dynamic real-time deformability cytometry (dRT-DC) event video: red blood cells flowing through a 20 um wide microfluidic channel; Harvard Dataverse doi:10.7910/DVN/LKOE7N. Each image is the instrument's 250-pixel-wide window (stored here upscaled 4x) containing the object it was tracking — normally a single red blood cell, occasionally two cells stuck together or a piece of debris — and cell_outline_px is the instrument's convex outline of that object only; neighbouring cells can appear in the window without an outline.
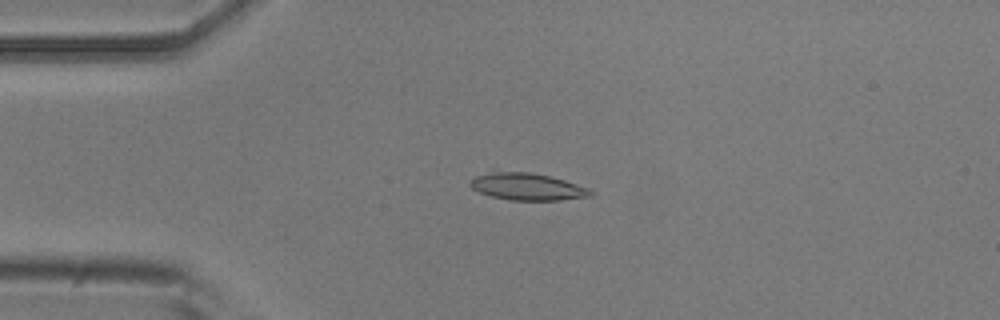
{"species": "common noctule bat (a hibernating species)", "species_latin": "Nyctalus noctula", "temperature_condition": "room temperature", "stored_images_in_passage": 50, "camera_frame_rate_fps": 3000, "um_per_image_px": 0.085, "animal": {"sex": "male", "body_mass_g": 20.5, "forearm_length_mm": 52.5}, "frame": {"image": 1, "passage_image": 11, "time_ms": 3.333, "image_size_px": [1000, 320], "cell_outline_px": [[592, 196], [560, 200], [508, 200], [492, 196], [480, 192], [472, 188], [468, 184], [476, 176], [492, 168], [528, 172], [552, 176], [588, 188], [592, 192]], "centroid_in_image_um": [44.74, 15.82], "position_along_channel_um": 40.3, "area_um2": 19.48}}
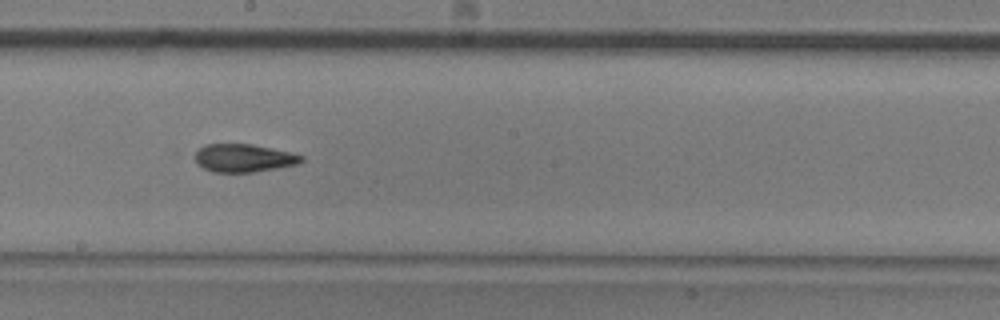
{"frame": {"image": 2, "passage_image": 27, "time_ms": 8.667, "image_size_px": [1000, 320], "cell_outline_px": [[304, 160], [296, 164], [252, 172], [212, 172], [196, 164], [192, 152], [204, 144], [252, 144], [292, 152], [304, 156]], "centroid_in_image_um": [20.64, 13.42], "position_along_channel_um": 227.6, "area_um2": 17.57}}
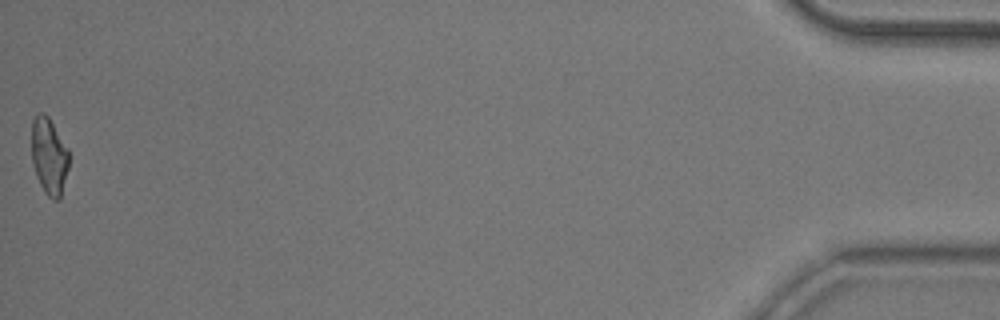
{"frame": {"image": 3, "passage_image": 50, "time_ms": 16.333, "image_size_px": [1000, 320], "cell_outline_px": [[68, 168], [60, 200], [52, 200], [44, 192], [36, 176], [32, 160], [32, 120], [40, 112], [44, 112], [48, 116], [68, 148]], "centroid_in_image_um": [4.17, 13.29], "position_along_channel_um": 431.0, "area_um2": 16.7}, "authors_computed_cell_mechanics": {"area_um2": 17.918, "velocity_mm_per_s": 3.9518, "shape_relaxation_time_tau1_ms": null, "shape_relaxation_time_tau2_ms": 3.7558, "deformation_change_tau1": null, "deformation_change_tau2": 0.1009}}